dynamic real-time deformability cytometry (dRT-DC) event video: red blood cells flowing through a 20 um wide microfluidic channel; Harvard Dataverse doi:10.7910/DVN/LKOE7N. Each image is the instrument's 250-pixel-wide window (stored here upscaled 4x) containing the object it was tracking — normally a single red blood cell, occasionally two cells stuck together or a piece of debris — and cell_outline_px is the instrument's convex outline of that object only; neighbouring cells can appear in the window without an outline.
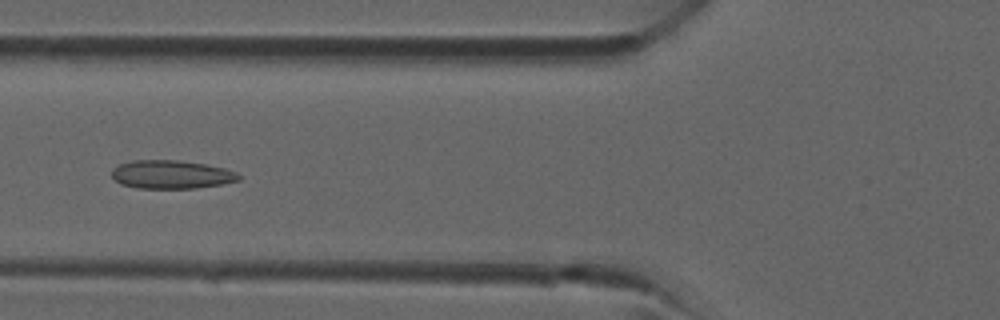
{"species": "common noctule bat (a hibernating species)", "species_latin": "Nyctalus noctula", "temperature_condition": "room temperature", "stored_images_in_passage": 41, "camera_frame_rate_fps": 3000, "um_per_image_px": 0.085, "animal": {"sex": "male", "forearm_length_mm": 52.5}, "frame": {"image": 1, "passage_image": 15, "time_ms": 4.667, "image_size_px": [1000, 320], "cell_outline_px": [[240, 180], [220, 184], [196, 188], [136, 188], [120, 184], [112, 176], [112, 168], [120, 164], [132, 160], [176, 160], [204, 164], [224, 168], [236, 172], [240, 176]], "centroid_in_image_um": [14.54, 14.83], "position_along_channel_um": 111.3, "area_um2": 20.92}}
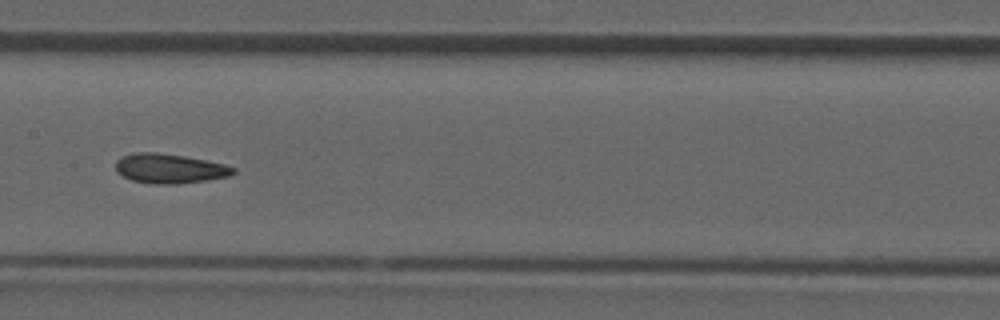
{"frame": {"image": 2, "passage_image": 20, "time_ms": 6.333, "image_size_px": [1000, 320], "cell_outline_px": [[236, 172], [228, 176], [208, 180], [176, 184], [152, 184], [132, 180], [116, 172], [116, 160], [120, 156], [136, 152], [156, 152], [184, 156], [224, 164], [236, 168]], "centroid_in_image_um": [14.39, 14.32], "position_along_channel_um": 193.0, "area_um2": 20.29}}
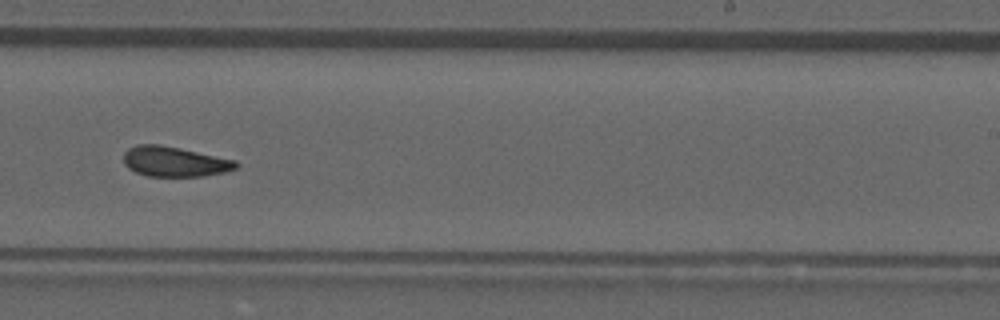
{"frame": {"image": 3, "passage_image": 25, "time_ms": 8.0, "image_size_px": [1000, 320], "cell_outline_px": [[240, 164], [236, 168], [224, 172], [204, 176], [148, 176], [136, 172], [128, 168], [124, 164], [124, 152], [128, 148], [140, 144], [160, 144], [180, 148], [236, 160]], "centroid_in_image_um": [14.84, 13.73], "position_along_channel_um": 274.2, "area_um2": 19.71}}